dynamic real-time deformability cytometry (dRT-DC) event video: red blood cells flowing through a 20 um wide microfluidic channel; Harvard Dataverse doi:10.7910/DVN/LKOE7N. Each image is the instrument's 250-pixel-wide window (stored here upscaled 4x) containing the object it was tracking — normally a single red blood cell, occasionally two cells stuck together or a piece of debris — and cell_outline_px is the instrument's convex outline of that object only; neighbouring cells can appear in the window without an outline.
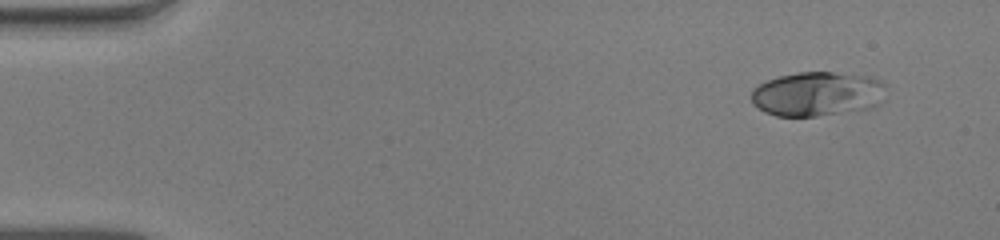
{"species": "human", "species_latin": "Homo sapiens", "temperature_condition": "warm", "stored_images_in_passage": 49, "camera_frame_rate_fps": 3000, "um_per_image_px": 0.085, "donor": {"sex": "male"}, "frame": {"image": 1, "passage_image": 1, "time_ms": 0.0, "image_size_px": [1000, 240], "cell_outline_px": [[884, 100], [868, 108], [816, 116], [776, 116], [764, 112], [752, 104], [752, 88], [768, 80], [780, 76], [796, 72], [832, 72], [868, 76], [880, 80], [884, 84]], "centroid_in_image_um": [69.44, 7.98], "position_along_channel_um": 15.6, "area_um2": 34.74}}
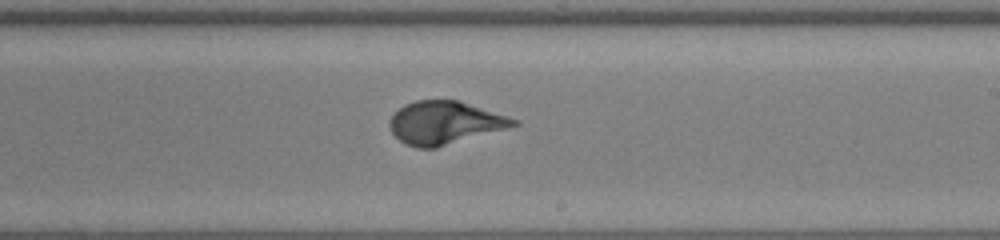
{"frame": {"image": 2, "passage_image": 28, "time_ms": 9.0, "image_size_px": [1000, 240], "cell_outline_px": [[520, 124], [436, 148], [416, 148], [400, 140], [392, 132], [388, 124], [388, 120], [404, 104], [416, 100], [460, 100], [520, 120]], "centroid_in_image_um": [37.8, 10.42], "position_along_channel_um": 251.2, "area_um2": 30.87}}
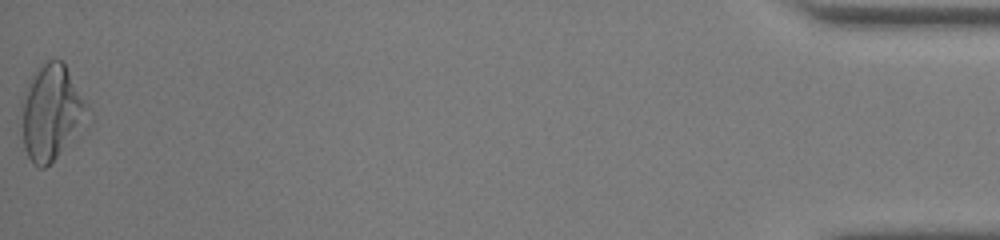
{"frame": {"image": 3, "passage_image": 49, "time_ms": 16.0, "image_size_px": [1000, 240], "cell_outline_px": [[92, 120], [88, 132], [44, 168], [40, 168], [32, 164], [24, 148], [20, 104], [20, 100], [28, 80], [32, 72], [48, 60], [60, 60], [64, 64], [88, 104], [92, 112]], "centroid_in_image_um": [4.45, 9.63], "position_along_channel_um": 430.7, "area_um2": 38.73}, "authors_computed_cell_mechanics": {"area_um2": 30.9808, "velocity_mm_per_s": 3.9626, "shape_relaxation_time_tau1_ms": 3.7197, "shape_relaxation_time_tau2_ms": null, "deformation_change_tau1": 0.2113, "deformation_change_tau2": null}}